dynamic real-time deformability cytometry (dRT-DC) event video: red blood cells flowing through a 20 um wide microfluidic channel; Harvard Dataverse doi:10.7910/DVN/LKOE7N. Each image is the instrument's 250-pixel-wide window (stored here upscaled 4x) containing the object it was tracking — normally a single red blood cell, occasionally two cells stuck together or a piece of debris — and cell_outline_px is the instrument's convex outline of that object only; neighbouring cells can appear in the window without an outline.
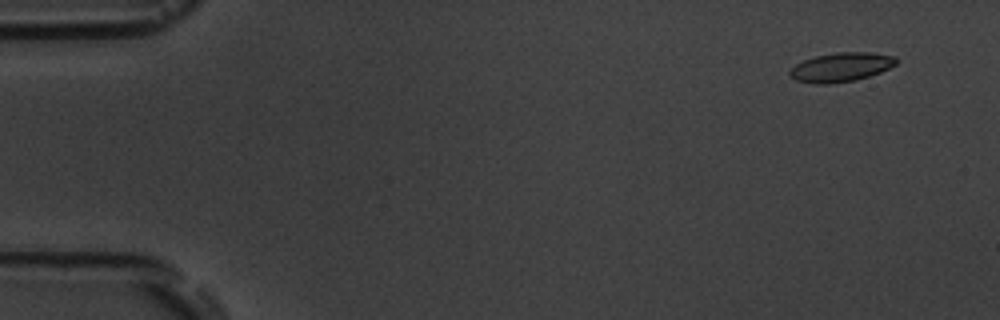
{"species": "common noctule bat (a hibernating species)", "species_latin": "Nyctalus noctula", "temperature_condition": "room temperature", "stored_images_in_passage": 6, "camera_frame_rate_fps": 3000, "um_per_image_px": 0.085, "animal": {"sex": "male", "body_mass_g": 19.5, "forearm_length_mm": 54.6}, "frame": {"image": 1, "passage_image": 1, "time_ms": 0.0, "image_size_px": [1000, 320], "cell_outline_px": [[896, 64], [880, 72], [856, 80], [828, 84], [816, 84], [796, 80], [788, 76], [788, 72], [796, 64], [804, 60], [816, 56], [836, 52], [868, 52], [896, 56]], "centroid_in_image_um": [71.46, 5.71], "position_along_channel_um": 13.5, "area_um2": 17.98}}
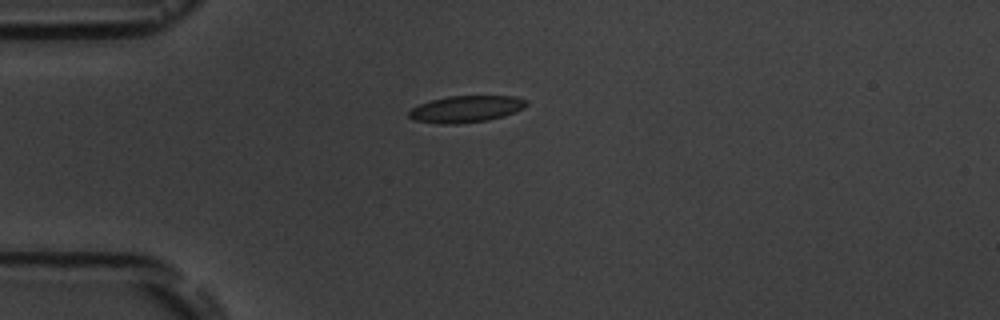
{"frame": {"image": 2, "passage_image": 4, "time_ms": 3.667, "image_size_px": [1000, 320], "cell_outline_px": [[528, 104], [524, 108], [516, 112], [504, 116], [488, 120], [456, 124], [440, 124], [412, 120], [408, 116], [408, 112], [412, 108], [420, 104], [432, 100], [448, 96], [516, 96], [528, 100]], "centroid_in_image_um": [39.64, 9.27], "position_along_channel_um": 45.4, "area_um2": 18.44}}
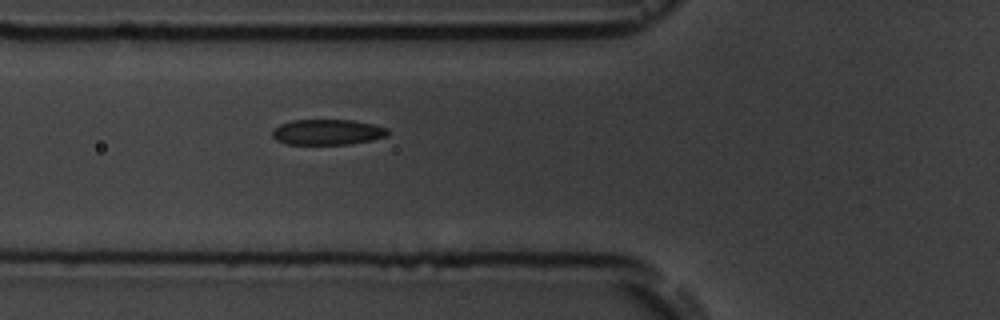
{"frame": {"image": 3, "passage_image": 6, "time_ms": 5.667, "image_size_px": [1000, 320], "cell_outline_px": [[388, 136], [372, 140], [352, 144], [288, 144], [276, 140], [272, 136], [272, 128], [280, 124], [292, 120], [352, 120], [372, 124], [388, 128]], "centroid_in_image_um": [27.83, 11.23], "position_along_channel_um": 98.0, "area_um2": 17.28}}